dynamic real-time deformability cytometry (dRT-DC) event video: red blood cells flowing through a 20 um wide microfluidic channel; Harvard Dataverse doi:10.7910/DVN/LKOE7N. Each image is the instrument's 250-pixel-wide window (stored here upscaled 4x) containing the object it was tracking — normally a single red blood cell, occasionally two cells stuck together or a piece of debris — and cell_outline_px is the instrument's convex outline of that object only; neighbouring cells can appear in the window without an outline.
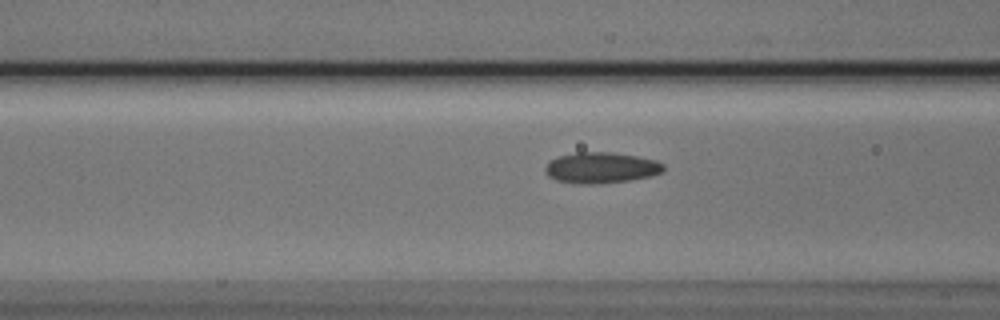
{"species": "Egyptian fruit bat (a non-hibernating species)", "species_latin": "Rousettus aegyptiacus", "temperature_condition": "cold", "stored_images_in_passage": 6, "camera_frame_rate_fps": 3000, "um_per_image_px": 0.085, "animal": {"sex": "male"}, "frame": {"image": 1, "passage_image": 4, "time_ms": 1.0, "image_size_px": [1000, 320], "cell_outline_px": [[664, 172], [652, 176], [628, 180], [600, 184], [576, 184], [556, 180], [548, 176], [544, 168], [548, 160], [556, 156], [576, 152], [612, 152], [636, 156], [656, 160], [664, 164]], "centroid_in_image_um": [51.07, 14.26], "position_along_channel_um": 115.5, "area_um2": 21.68}}